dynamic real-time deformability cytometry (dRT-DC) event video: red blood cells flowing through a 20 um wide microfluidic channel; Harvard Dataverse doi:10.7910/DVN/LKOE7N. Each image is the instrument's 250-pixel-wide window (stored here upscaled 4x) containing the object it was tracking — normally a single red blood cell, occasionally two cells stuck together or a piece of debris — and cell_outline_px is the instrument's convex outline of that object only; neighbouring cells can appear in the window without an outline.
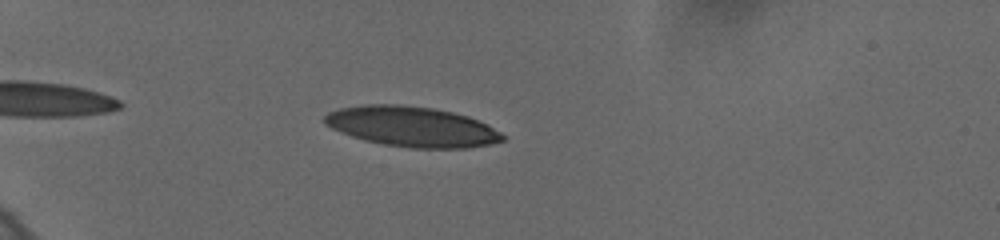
{"species": "human", "species_latin": "Homo sapiens", "temperature_condition": "cold", "stored_images_in_passage": 40, "camera_frame_rate_fps": 3000, "um_per_image_px": 0.085, "donor": {"sex": "female"}, "frame": {"image": 1, "passage_image": 5, "time_ms": 1.333, "image_size_px": [1000, 240], "cell_outline_px": [[504, 140], [488, 144], [468, 148], [412, 148], [384, 144], [364, 140], [340, 132], [324, 124], [324, 116], [328, 112], [340, 108], [364, 104], [396, 104], [432, 108], [452, 112], [468, 116], [500, 132], [504, 136]], "centroid_in_image_um": [34.96, 10.76], "position_along_channel_um": 50.0, "area_um2": 41.38}}
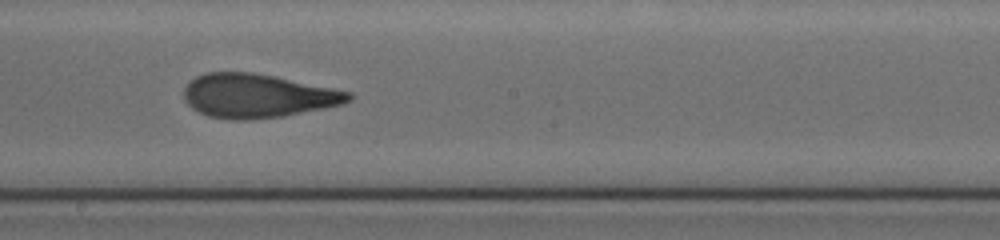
{"frame": {"image": 2, "passage_image": 23, "time_ms": 7.333, "image_size_px": [1000, 240], "cell_outline_px": [[352, 100], [344, 104], [284, 116], [248, 120], [232, 120], [208, 116], [192, 108], [184, 100], [184, 88], [196, 76], [204, 72], [252, 72], [276, 76], [352, 92]], "centroid_in_image_um": [21.9, 8.14], "position_along_channel_um": 226.3, "area_um2": 42.25}}
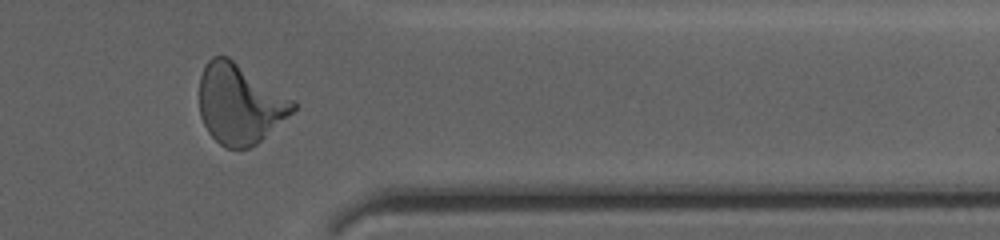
{"frame": {"image": 3, "passage_image": 37, "time_ms": 12.0, "image_size_px": [1000, 240], "cell_outline_px": [[296, 108], [292, 112], [256, 144], [248, 148], [228, 148], [220, 144], [208, 132], [200, 116], [200, 76], [208, 60], [212, 56], [228, 56], [296, 100]], "centroid_in_image_um": [20.38, 8.81], "position_along_channel_um": 391.0, "area_um2": 43.47}, "authors_computed_cell_mechanics": {"area_um2": 41.3559, "velocity_mm_per_s": 3.6298, "shape_relaxation_time_tau1_ms": 5.1691, "shape_relaxation_time_tau2_ms": 1.1252, "deformation_change_tau1": 0.207, "deformation_change_tau2": 0.0858}}